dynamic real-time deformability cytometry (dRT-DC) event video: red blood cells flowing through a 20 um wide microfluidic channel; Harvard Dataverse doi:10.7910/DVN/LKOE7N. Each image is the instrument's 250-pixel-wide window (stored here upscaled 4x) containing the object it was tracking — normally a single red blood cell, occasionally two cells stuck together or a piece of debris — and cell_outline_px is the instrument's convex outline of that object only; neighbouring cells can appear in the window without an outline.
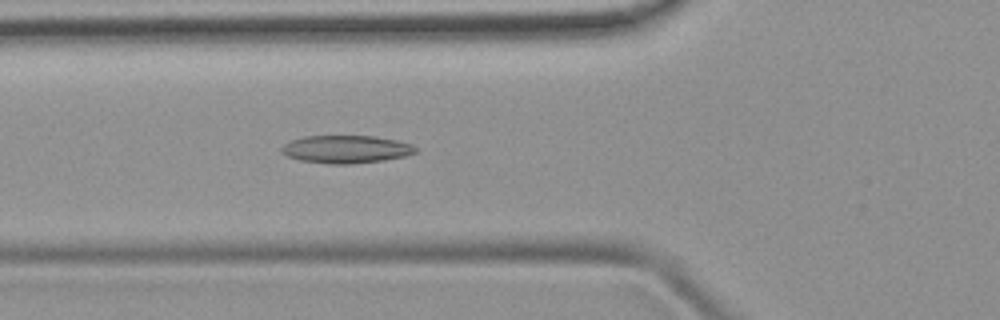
{"species": "common noctule bat (a hibernating species)", "species_latin": "Nyctalus noctula", "temperature_condition": "room temperature", "stored_images_in_passage": 49, "camera_frame_rate_fps": 3000, "um_per_image_px": 0.085, "animal": {"sex": "female", "body_mass_g": 19.9}, "frame": {"image": 1, "passage_image": 18, "time_ms": 5.667, "image_size_px": [1000, 320], "cell_outline_px": [[416, 152], [404, 156], [384, 160], [352, 164], [328, 164], [300, 160], [288, 156], [280, 152], [280, 148], [284, 144], [292, 140], [304, 136], [376, 136], [396, 140], [412, 144], [416, 148]], "centroid_in_image_um": [29.4, 12.68], "position_along_channel_um": 96.4, "area_um2": 21.73}}
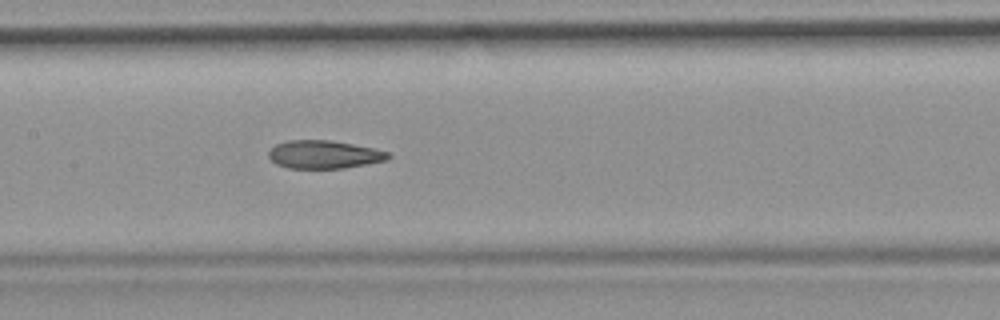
{"frame": {"image": 2, "passage_image": 24, "time_ms": 7.667, "image_size_px": [1000, 320], "cell_outline_px": [[392, 156], [388, 160], [344, 168], [288, 168], [276, 164], [268, 156], [268, 152], [276, 144], [288, 140], [328, 140], [352, 144], [372, 148], [388, 152]], "centroid_in_image_um": [27.54, 13.13], "position_along_channel_um": 179.9, "area_um2": 19.48}}
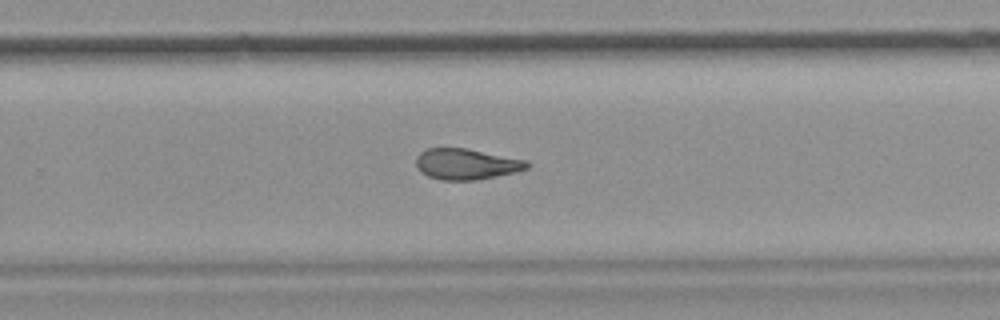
{"frame": {"image": 3, "passage_image": 32, "time_ms": 10.333, "image_size_px": [1000, 320], "cell_outline_px": [[528, 168], [496, 176], [476, 180], [440, 180], [428, 176], [420, 172], [416, 164], [416, 156], [420, 152], [428, 148], [464, 148], [528, 160]], "centroid_in_image_um": [39.59, 13.94], "position_along_channel_um": 290.2, "area_um2": 19.83}}